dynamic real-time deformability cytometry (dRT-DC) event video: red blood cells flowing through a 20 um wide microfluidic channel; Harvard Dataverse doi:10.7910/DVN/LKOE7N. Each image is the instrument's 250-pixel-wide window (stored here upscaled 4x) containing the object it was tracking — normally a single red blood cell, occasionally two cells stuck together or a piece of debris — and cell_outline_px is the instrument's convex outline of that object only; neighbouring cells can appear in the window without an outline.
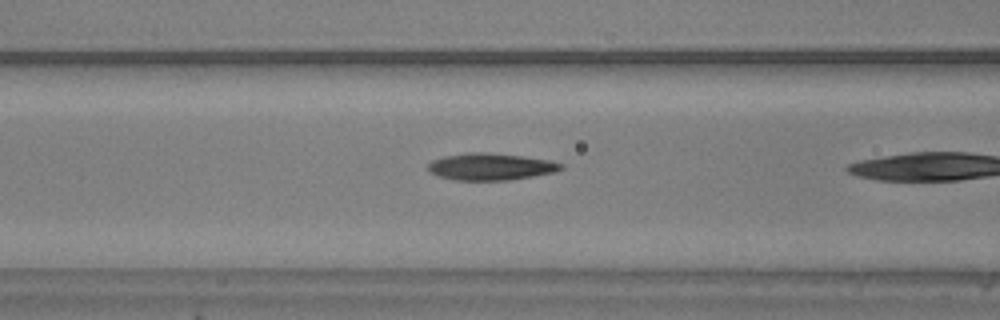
{"species": "common noctule bat (a hibernating species)", "species_latin": "Nyctalus noctula", "temperature_condition": "warm", "stored_images_in_passage": 7, "camera_frame_rate_fps": 3000, "um_per_image_px": 0.085, "animal": {"sex": "male", "body_mass_g": 20.5, "forearm_length_mm": 52.5}, "frame": {"image": 1, "passage_image": 6, "time_ms": 1.667, "image_size_px": [1000, 320], "cell_outline_px": [[564, 168], [556, 172], [508, 180], [452, 180], [428, 172], [428, 164], [432, 160], [444, 156], [468, 152], [484, 152], [524, 156], [548, 160], [564, 164]], "centroid_in_image_um": [41.7, 14.16], "position_along_channel_um": 124.9, "area_um2": 20.92}}